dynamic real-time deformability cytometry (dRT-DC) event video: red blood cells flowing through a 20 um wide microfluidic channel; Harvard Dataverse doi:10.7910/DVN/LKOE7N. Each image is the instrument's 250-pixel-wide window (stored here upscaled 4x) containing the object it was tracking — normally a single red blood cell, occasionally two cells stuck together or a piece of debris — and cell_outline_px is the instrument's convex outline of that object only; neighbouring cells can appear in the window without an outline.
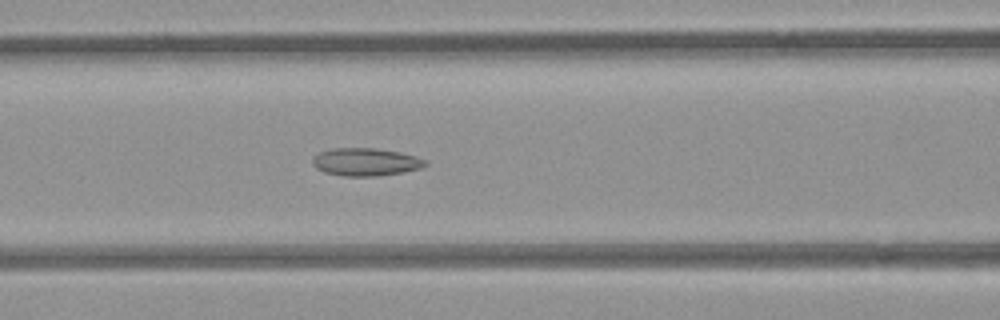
{"species": "common noctule bat (a hibernating species)", "species_latin": "Nyctalus noctula", "temperature_condition": "room temperature", "stored_images_in_passage": 38, "camera_frame_rate_fps": 3000, "um_per_image_px": 0.085, "animal": {"sex": "female", "body_mass_g": 21.9}, "frame": {"image": 1, "passage_image": 7, "time_ms": 2.0, "image_size_px": [1000, 320], "cell_outline_px": [[428, 164], [420, 168], [404, 172], [380, 176], [344, 176], [324, 172], [316, 168], [312, 164], [312, 160], [320, 152], [332, 148], [376, 148], [400, 152], [416, 156], [428, 160]], "centroid_in_image_um": [31.12, 13.77], "position_along_channel_um": 135.5, "area_um2": 18.38}}
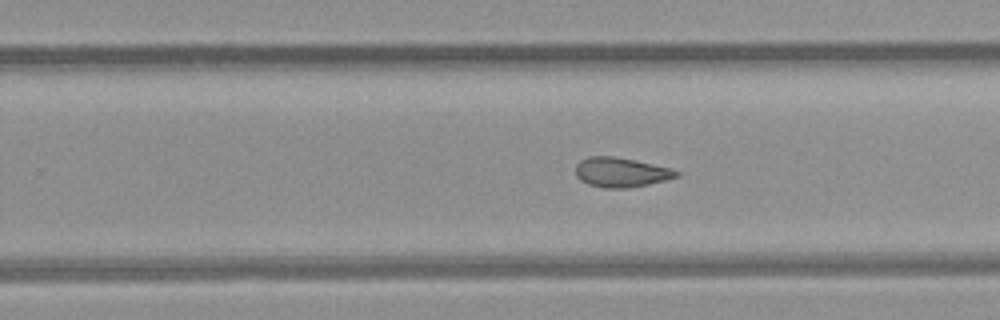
{"frame": {"image": 2, "passage_image": 18, "time_ms": 5.667, "image_size_px": [1000, 320], "cell_outline_px": [[680, 176], [648, 184], [624, 188], [604, 188], [588, 184], [580, 180], [576, 176], [576, 164], [580, 160], [588, 156], [612, 156], [672, 168], [680, 172]], "centroid_in_image_um": [52.76, 14.64], "position_along_channel_um": 277.0, "area_um2": 17.28}}
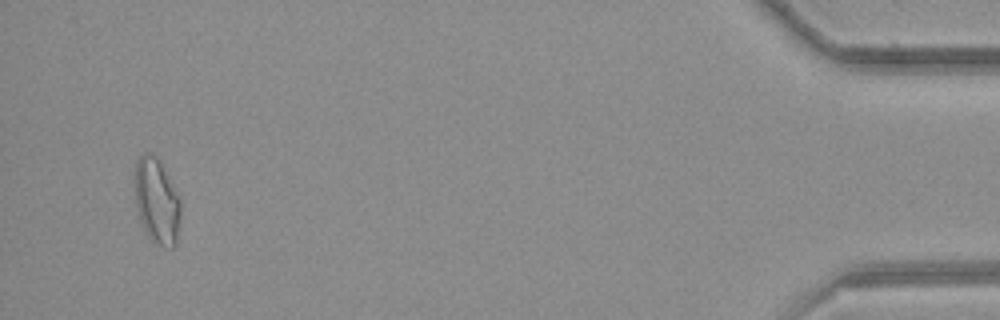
{"frame": {"image": 3, "passage_image": 36, "time_ms": 11.667, "image_size_px": [1000, 320], "cell_outline_px": [[180, 216], [176, 244], [172, 248], [156, 244], [148, 236], [140, 220], [136, 204], [136, 160], [144, 152], [148, 152], [156, 156], [180, 200]], "centroid_in_image_um": [13.33, 17.12], "position_along_channel_um": 421.9, "area_um2": 22.2}, "authors_computed_cell_mechanics": {"area_um2": 18.0914, "velocity_mm_per_s": 3.874, "shape_relaxation_time_tau1_ms": null, "shape_relaxation_time_tau2_ms": 2.9037, "deformation_change_tau1": null, "deformation_change_tau2": 0.0892}}